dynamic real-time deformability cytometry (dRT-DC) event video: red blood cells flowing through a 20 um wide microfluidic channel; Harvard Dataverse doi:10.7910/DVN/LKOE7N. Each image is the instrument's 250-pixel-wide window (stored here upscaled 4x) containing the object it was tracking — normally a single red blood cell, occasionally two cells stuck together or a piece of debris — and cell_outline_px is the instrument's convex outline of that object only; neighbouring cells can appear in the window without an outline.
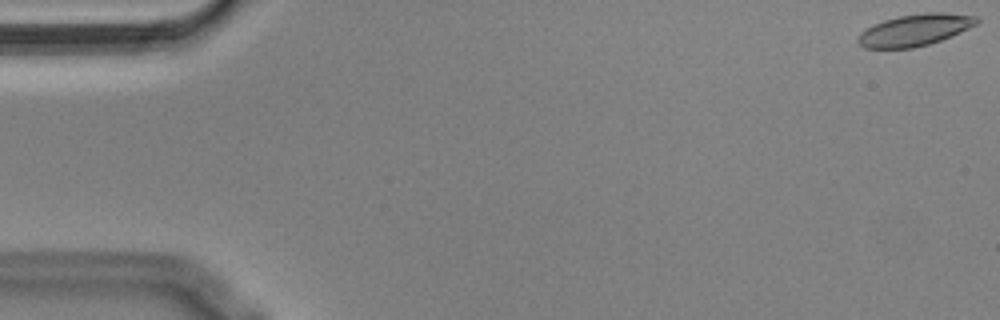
{"species": "Egyptian fruit bat (a non-hibernating species)", "species_latin": "Rousettus aegyptiacus", "temperature_condition": "cold", "stored_images_in_passage": 56, "camera_frame_rate_fps": 3000, "um_per_image_px": 0.085, "animal": {"sex": "male"}, "frame": {"image": 1, "passage_image": 1, "time_ms": 0.0, "image_size_px": [1000, 320], "cell_outline_px": [[980, 20], [976, 24], [952, 36], [928, 44], [912, 48], [864, 48], [856, 40], [860, 32], [884, 20], [900, 16], [924, 12], [944, 12], [976, 16]], "centroid_in_image_um": [77.77, 2.55], "position_along_channel_um": 7.2, "area_um2": 21.73}}
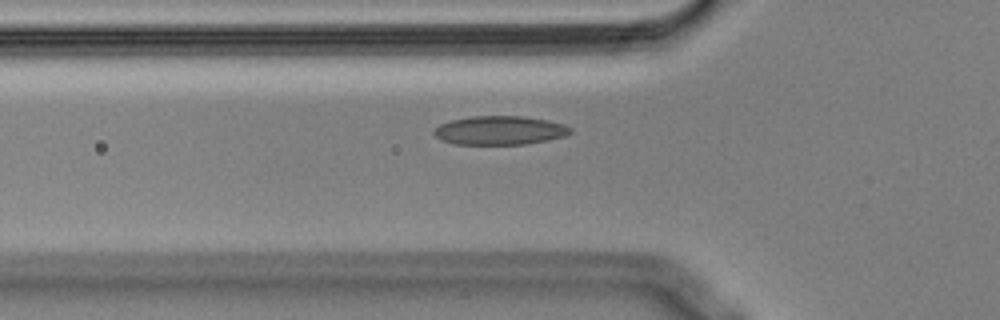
{"frame": {"image": 2, "passage_image": 19, "time_ms": 6.0, "image_size_px": [1000, 320], "cell_outline_px": [[572, 132], [568, 136], [548, 140], [524, 144], [456, 144], [440, 140], [432, 132], [440, 124], [452, 120], [472, 116], [524, 116], [548, 120], [564, 124], [572, 128]], "centroid_in_image_um": [42.52, 11.08], "position_along_channel_um": 83.3, "area_um2": 23.0}}
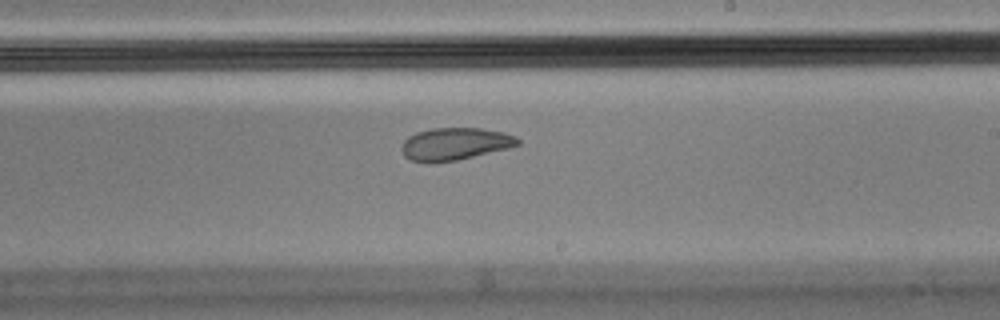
{"frame": {"image": 3, "passage_image": 33, "time_ms": 10.667, "image_size_px": [1000, 320], "cell_outline_px": [[520, 144], [508, 148], [456, 160], [428, 164], [412, 160], [404, 156], [400, 148], [404, 140], [408, 136], [416, 132], [432, 128], [480, 128], [504, 132], [516, 136], [520, 140]], "centroid_in_image_um": [38.64, 12.23], "position_along_channel_um": 250.4, "area_um2": 22.08}, "authors_computed_cell_mechanics": {"area_um2": 22.831, "velocity_mm_per_s": 3.568, "shape_relaxation_time_tau1_ms": null, "shape_relaxation_time_tau2_ms": 2.3258, "deformation_change_tau1": null, "deformation_change_tau2": 0.0619}}